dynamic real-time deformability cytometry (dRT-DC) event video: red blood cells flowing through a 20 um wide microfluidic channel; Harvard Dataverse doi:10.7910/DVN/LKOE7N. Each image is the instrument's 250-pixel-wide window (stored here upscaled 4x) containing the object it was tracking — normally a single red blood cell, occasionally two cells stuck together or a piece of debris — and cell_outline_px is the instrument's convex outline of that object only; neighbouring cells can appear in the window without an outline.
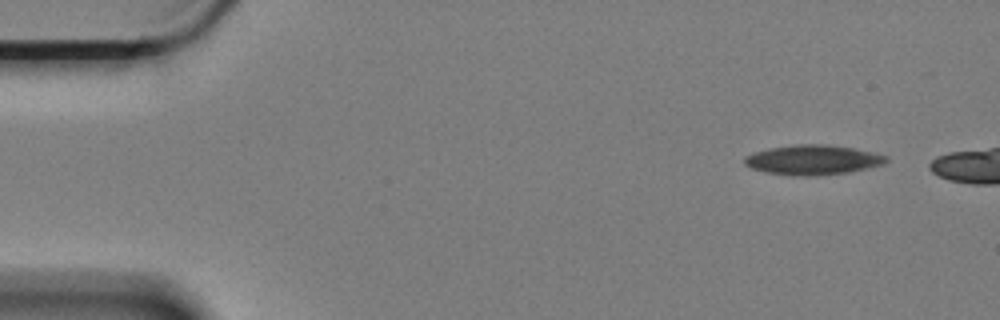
{"species": "Egyptian fruit bat (a non-hibernating species)", "species_latin": "Rousettus aegyptiacus", "temperature_condition": "cold", "stored_images_in_passage": 7, "camera_frame_rate_fps": 3000, "um_per_image_px": 0.085, "animal": {"sex": "female"}, "frame": {"image": 1, "passage_image": 1, "time_ms": 0.0, "image_size_px": [1000, 320], "cell_outline_px": [[888, 160], [880, 164], [848, 172], [808, 176], [792, 176], [768, 172], [752, 168], [744, 164], [744, 156], [756, 152], [772, 148], [796, 144], [824, 144], [852, 148], [872, 152], [888, 156]], "centroid_in_image_um": [69.06, 13.58], "position_along_channel_um": 15.9, "area_um2": 24.1}}